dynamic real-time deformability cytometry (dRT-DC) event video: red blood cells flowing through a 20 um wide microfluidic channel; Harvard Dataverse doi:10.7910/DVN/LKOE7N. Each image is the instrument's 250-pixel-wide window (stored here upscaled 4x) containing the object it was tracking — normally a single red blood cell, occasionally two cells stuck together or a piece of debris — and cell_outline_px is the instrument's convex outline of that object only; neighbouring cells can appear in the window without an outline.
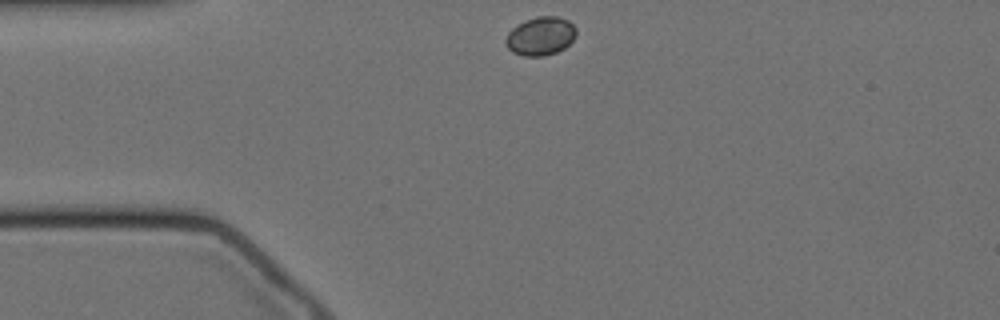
{"species": "Egyptian fruit bat (a non-hibernating species)", "species_latin": "Rousettus aegyptiacus", "temperature_condition": "cold", "stored_images_in_passage": 47, "camera_frame_rate_fps": 3000, "um_per_image_px": 0.085, "animal": {"sex": "female"}, "frame": {"image": 1, "passage_image": 1, "time_ms": 0.0, "image_size_px": [1000, 320], "cell_outline_px": [[576, 36], [564, 48], [556, 52], [544, 56], [524, 56], [512, 52], [504, 44], [504, 40], [508, 32], [516, 24], [524, 20], [536, 16], [560, 16], [568, 20], [576, 28]], "centroid_in_image_um": [45.92, 3.05], "position_along_channel_um": 39.1, "area_um2": 16.07}}
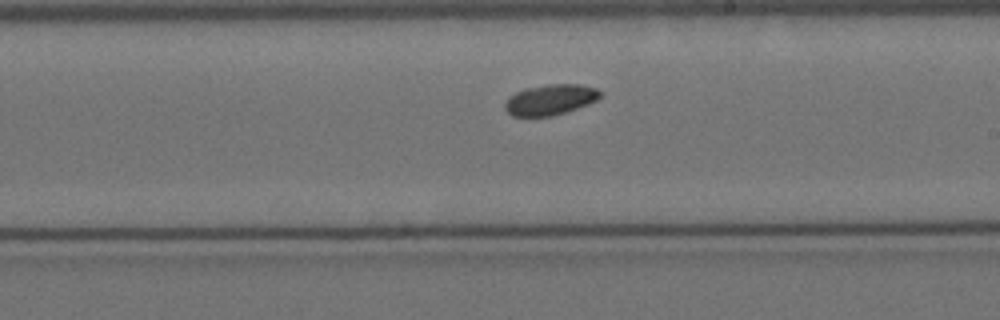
{"frame": {"image": 2, "passage_image": 21, "time_ms": 6.667, "image_size_px": [1000, 320], "cell_outline_px": [[600, 96], [596, 100], [588, 104], [552, 116], [512, 116], [504, 108], [504, 104], [508, 96], [516, 92], [528, 88], [548, 84], [580, 84], [596, 88], [600, 92]], "centroid_in_image_um": [46.74, 8.47], "position_along_channel_um": 242.3, "area_um2": 16.82}}
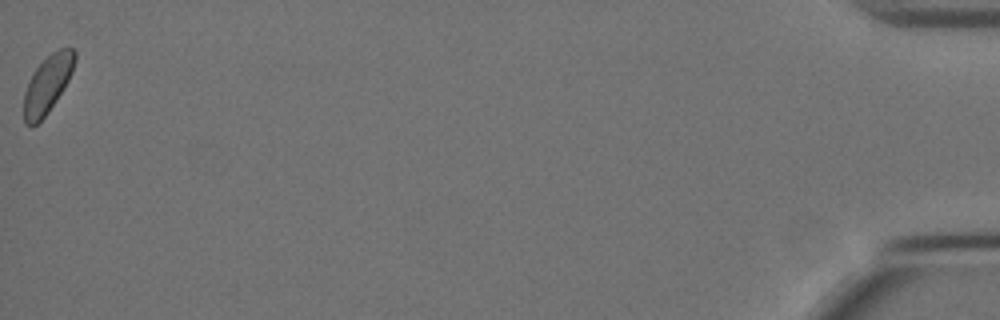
{"frame": {"image": 3, "passage_image": 47, "time_ms": 15.333, "image_size_px": [1000, 320], "cell_outline_px": [[76, 60], [72, 72], [64, 88], [48, 112], [32, 128], [24, 124], [24, 92], [36, 68], [52, 52], [60, 48], [72, 48], [76, 52]], "centroid_in_image_um": [4.04, 7.18], "position_along_channel_um": 431.2, "area_um2": 16.88}}